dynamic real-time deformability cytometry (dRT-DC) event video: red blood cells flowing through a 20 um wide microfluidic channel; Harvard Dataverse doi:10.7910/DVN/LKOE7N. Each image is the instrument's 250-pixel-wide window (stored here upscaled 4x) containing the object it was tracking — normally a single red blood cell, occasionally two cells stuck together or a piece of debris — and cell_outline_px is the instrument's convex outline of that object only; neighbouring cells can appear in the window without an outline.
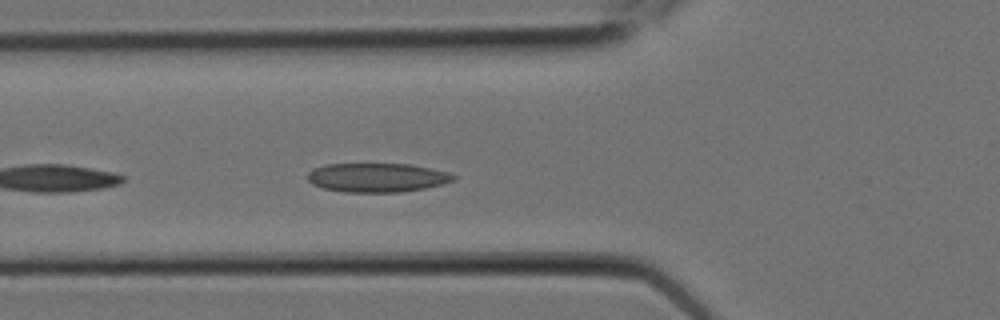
{"species": "Egyptian fruit bat (a non-hibernating species)", "species_latin": "Rousettus aegyptiacus", "temperature_condition": "room temperature", "stored_images_in_passage": 7, "camera_frame_rate_fps": 3000, "um_per_image_px": 0.085, "animal": {"sex": "female"}, "frame": {"image": 1, "passage_image": 7, "time_ms": 2.0, "image_size_px": [1000, 320], "cell_outline_px": [[456, 180], [424, 188], [400, 192], [344, 192], [324, 188], [312, 184], [308, 180], [308, 172], [312, 168], [328, 164], [408, 164], [448, 172], [456, 176]], "centroid_in_image_um": [32.02, 15.09], "position_along_channel_um": 93.8, "area_um2": 24.51}}